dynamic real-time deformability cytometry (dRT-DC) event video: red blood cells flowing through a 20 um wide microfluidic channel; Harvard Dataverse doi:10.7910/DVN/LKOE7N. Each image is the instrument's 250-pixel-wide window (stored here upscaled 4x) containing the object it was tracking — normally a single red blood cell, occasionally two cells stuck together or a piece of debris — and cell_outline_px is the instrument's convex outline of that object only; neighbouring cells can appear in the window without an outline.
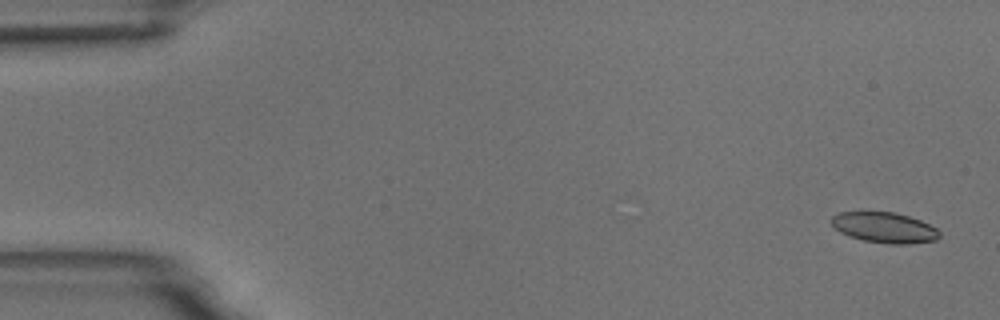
{"species": "common noctule bat (a hibernating species)", "species_latin": "Nyctalus noctula", "temperature_condition": "room temperature", "stored_images_in_passage": 6, "segment_of_instrument_passage": [1, 2], "camera_frame_rate_fps": 3000, "um_per_image_px": 0.085, "animal": {"sex": "male", "body_mass_g": 18.8}, "frame": {"image": 1, "passage_image": 1, "time_ms": 0.0, "image_size_px": [1000, 320], "cell_outline_px": [[940, 236], [936, 240], [908, 244], [888, 244], [864, 240], [848, 236], [840, 232], [832, 224], [832, 216], [840, 212], [892, 212], [908, 216], [920, 220], [936, 228], [940, 232]], "centroid_in_image_um": [75.19, 19.35], "position_along_channel_um": 9.8, "area_um2": 19.07}}